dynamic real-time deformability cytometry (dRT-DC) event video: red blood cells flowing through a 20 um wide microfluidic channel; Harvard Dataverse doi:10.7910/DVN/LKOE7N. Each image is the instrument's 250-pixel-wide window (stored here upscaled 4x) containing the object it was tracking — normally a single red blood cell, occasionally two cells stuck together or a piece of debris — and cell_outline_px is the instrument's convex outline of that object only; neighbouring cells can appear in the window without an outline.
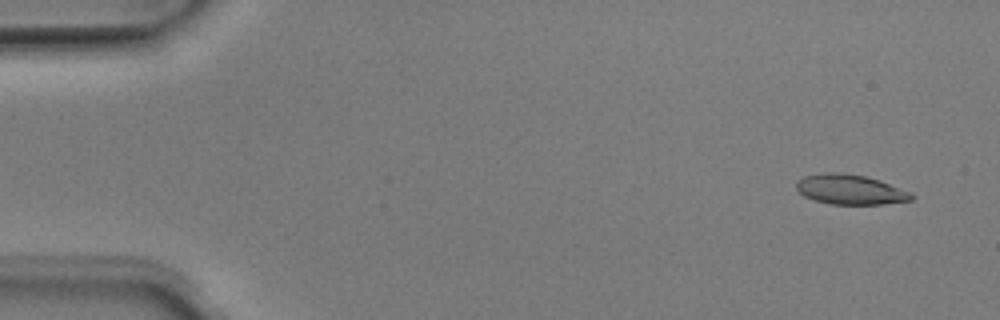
{"species": "Egyptian fruit bat (a non-hibernating species)", "species_latin": "Rousettus aegyptiacus", "temperature_condition": "room temperature", "stored_images_in_passage": 50, "camera_frame_rate_fps": 3000, "um_per_image_px": 0.085, "animal": {"sex": "male"}, "frame": {"image": 1, "passage_image": 3, "time_ms": 0.667, "image_size_px": [1000, 320], "cell_outline_px": [[916, 196], [912, 200], [884, 204], [832, 204], [816, 200], [804, 196], [796, 188], [796, 180], [804, 176], [828, 172], [840, 172], [864, 176], [880, 180], [912, 192]], "centroid_in_image_um": [72.3, 16.1], "position_along_channel_um": 12.7, "area_um2": 20.11}}
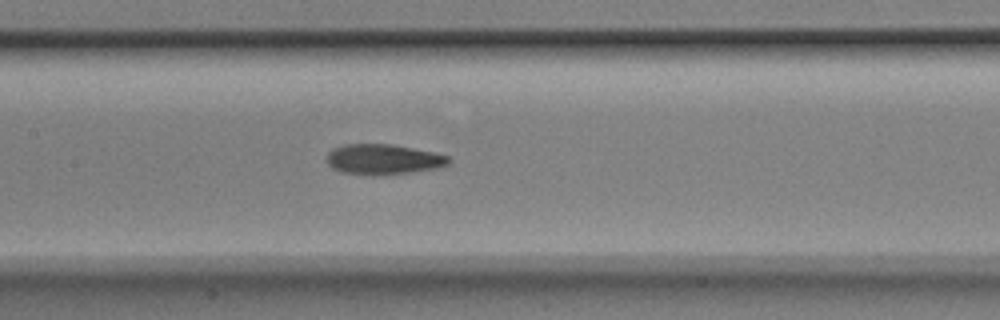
{"frame": {"image": 2, "passage_image": 24, "time_ms": 7.667, "image_size_px": [1000, 320], "cell_outline_px": [[452, 160], [448, 164], [440, 168], [408, 172], [340, 172], [332, 168], [328, 164], [328, 152], [332, 148], [344, 144], [392, 144], [432, 152], [448, 156]], "centroid_in_image_um": [32.6, 13.49], "position_along_channel_um": 174.8, "area_um2": 20.63}}
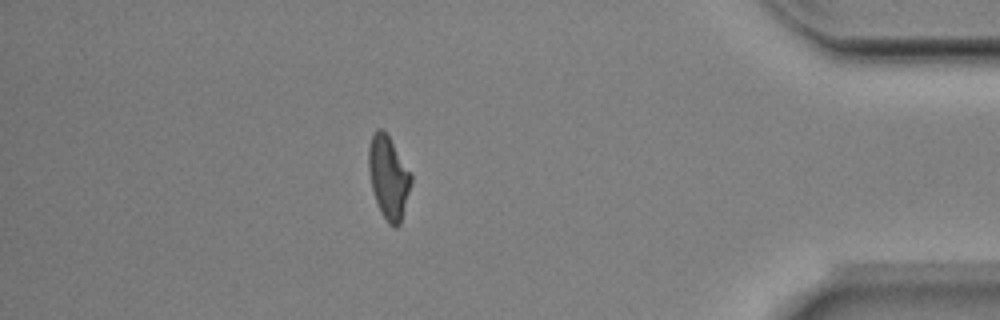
{"frame": {"image": 3, "passage_image": 44, "time_ms": 14.333, "image_size_px": [1000, 320], "cell_outline_px": [[412, 184], [400, 224], [396, 228], [392, 228], [388, 224], [380, 212], [372, 188], [368, 168], [368, 148], [372, 136], [376, 128], [380, 128], [388, 136], [412, 176]], "centroid_in_image_um": [33.02, 15.13], "position_along_channel_um": 402.2, "area_um2": 20.35}, "authors_computed_cell_mechanics": {"area_um2": 20.7213, "velocity_mm_per_s": 4.0229, "shape_relaxation_time_tau1_ms": 6.0702, "shape_relaxation_time_tau2_ms": 2.9882, "deformation_change_tau1": 0.1921, "deformation_change_tau2": 0.113}}